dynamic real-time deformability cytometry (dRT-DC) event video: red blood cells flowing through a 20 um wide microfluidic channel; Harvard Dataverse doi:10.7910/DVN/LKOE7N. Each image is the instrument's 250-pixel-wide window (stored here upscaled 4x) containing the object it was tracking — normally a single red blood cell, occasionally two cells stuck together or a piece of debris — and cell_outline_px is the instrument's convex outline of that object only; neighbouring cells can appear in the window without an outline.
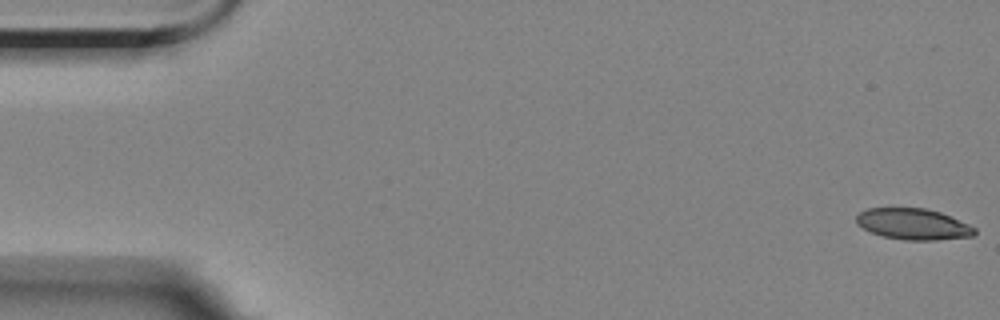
{"species": "Egyptian fruit bat (a non-hibernating species)", "species_latin": "Rousettus aegyptiacus", "temperature_condition": "room temperature", "stored_images_in_passage": 5, "camera_frame_rate_fps": 3000, "um_per_image_px": 0.085, "animal": {"sex": "female"}, "frame": {"image": 1, "passage_image": 1, "time_ms": 0.0, "image_size_px": [1000, 320], "cell_outline_px": [[976, 232], [972, 236], [936, 240], [904, 240], [884, 236], [872, 232], [856, 224], [856, 216], [860, 212], [868, 208], [924, 208], [940, 212], [968, 224], [976, 228]], "centroid_in_image_um": [77.62, 19.04], "position_along_channel_um": 7.4, "area_um2": 21.27}}
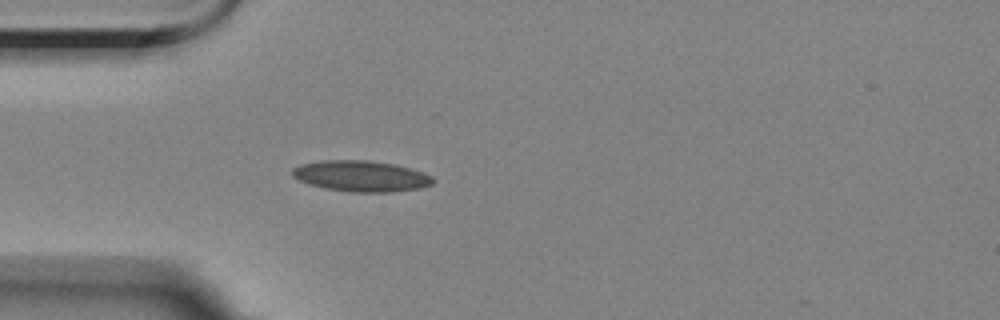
{"frame": {"image": 2, "passage_image": 5, "time_ms": 5.0, "image_size_px": [1000, 320], "cell_outline_px": [[436, 180], [432, 184], [420, 188], [392, 192], [348, 192], [324, 188], [308, 184], [292, 176], [292, 168], [300, 164], [320, 160], [368, 160], [396, 164], [432, 176]], "centroid_in_image_um": [30.67, 14.97], "position_along_channel_um": 54.3, "area_um2": 25.49}}